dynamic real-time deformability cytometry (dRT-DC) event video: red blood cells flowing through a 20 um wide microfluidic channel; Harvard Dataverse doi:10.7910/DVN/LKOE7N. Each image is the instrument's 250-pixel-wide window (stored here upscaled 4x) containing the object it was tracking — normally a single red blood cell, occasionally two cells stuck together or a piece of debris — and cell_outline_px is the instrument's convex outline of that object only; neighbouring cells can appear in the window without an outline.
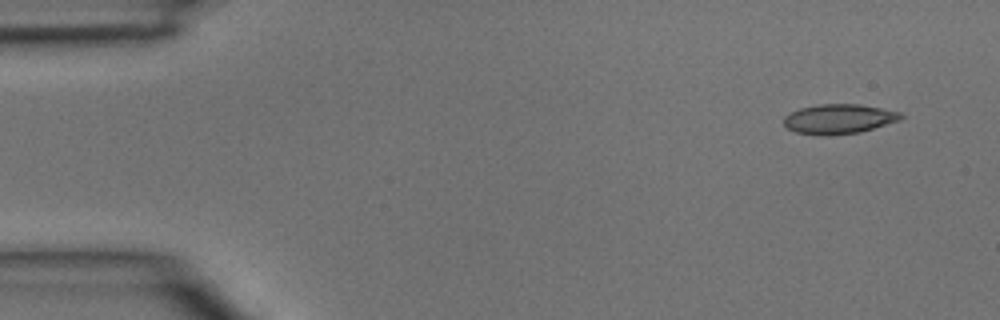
{"species": "common noctule bat (a hibernating species)", "species_latin": "Nyctalus noctula", "temperature_condition": "room temperature", "stored_images_in_passage": 5, "camera_frame_rate_fps": 3000, "um_per_image_px": 0.085, "animal": {"sex": "male", "body_mass_g": 15.6}, "frame": {"image": 1, "passage_image": 1, "time_ms": 0.0, "image_size_px": [1000, 320], "cell_outline_px": [[904, 116], [900, 120], [860, 132], [824, 136], [820, 136], [796, 132], [788, 128], [784, 124], [784, 116], [800, 108], [820, 104], [860, 104], [900, 112]], "centroid_in_image_um": [71.3, 10.11], "position_along_channel_um": 13.7, "area_um2": 20.17}}
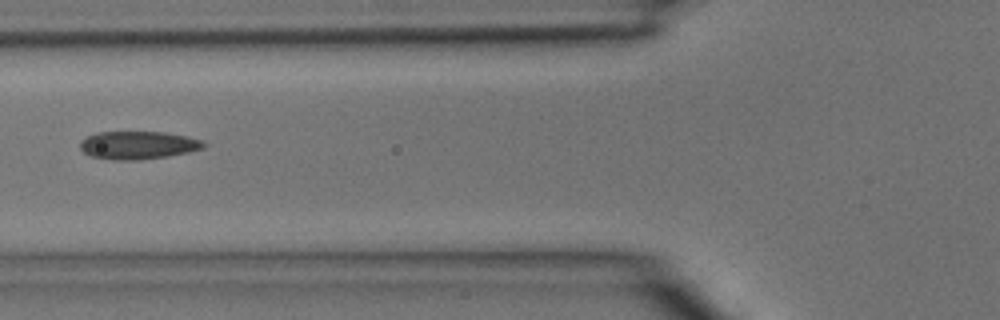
{"frame": {"image": 2, "passage_image": 5, "time_ms": 1.333, "image_size_px": [1000, 320], "cell_outline_px": [[208, 144], [204, 148], [188, 152], [168, 156], [136, 160], [112, 160], [92, 156], [84, 152], [80, 148], [80, 140], [96, 132], [164, 132], [204, 140]], "centroid_in_image_um": [11.75, 12.34], "position_along_channel_um": 114.1, "area_um2": 20.17}}